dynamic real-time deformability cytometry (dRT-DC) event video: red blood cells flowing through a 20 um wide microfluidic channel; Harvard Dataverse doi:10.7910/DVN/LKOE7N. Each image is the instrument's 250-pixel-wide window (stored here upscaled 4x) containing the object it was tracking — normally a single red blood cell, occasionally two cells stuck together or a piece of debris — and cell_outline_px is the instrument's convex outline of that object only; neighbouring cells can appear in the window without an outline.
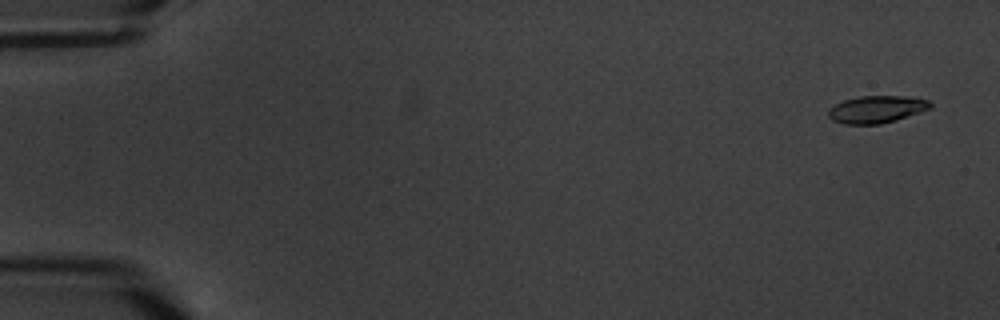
{"species": "common noctule bat (a hibernating species)", "species_latin": "Nyctalus noctula", "temperature_condition": "warm", "stored_images_in_passage": 6, "camera_frame_rate_fps": 3000, "um_per_image_px": 0.085, "animal": {"sex": "male", "body_mass_g": 20.1, "forearm_length_mm": 53.5}, "frame": {"image": 1, "passage_image": 1, "time_ms": 0.0, "image_size_px": [1000, 320], "cell_outline_px": [[932, 108], [896, 120], [880, 124], [844, 124], [832, 120], [828, 116], [828, 108], [844, 100], [860, 96], [904, 96], [928, 100], [932, 104]], "centroid_in_image_um": [74.5, 9.29], "position_along_channel_um": 10.5, "area_um2": 16.18}}
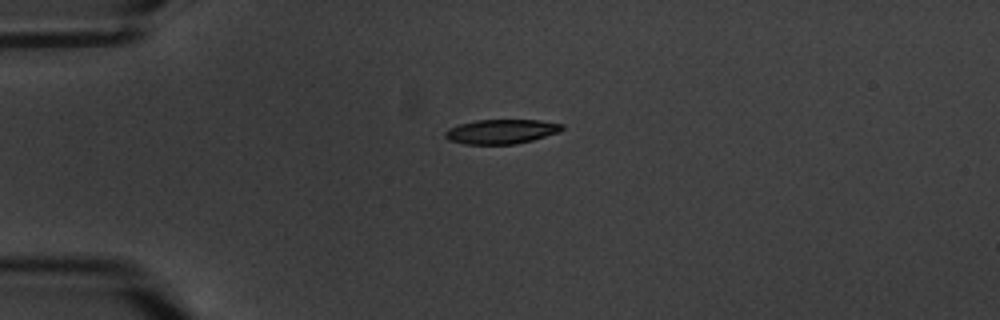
{"frame": {"image": 2, "passage_image": 4, "time_ms": 4.333, "image_size_px": [1000, 320], "cell_outline_px": [[564, 128], [560, 132], [532, 140], [516, 144], [464, 144], [448, 140], [444, 136], [444, 132], [448, 128], [460, 124], [476, 120], [540, 120], [564, 124]], "centroid_in_image_um": [42.61, 11.18], "position_along_channel_um": 42.4, "area_um2": 16.76}}